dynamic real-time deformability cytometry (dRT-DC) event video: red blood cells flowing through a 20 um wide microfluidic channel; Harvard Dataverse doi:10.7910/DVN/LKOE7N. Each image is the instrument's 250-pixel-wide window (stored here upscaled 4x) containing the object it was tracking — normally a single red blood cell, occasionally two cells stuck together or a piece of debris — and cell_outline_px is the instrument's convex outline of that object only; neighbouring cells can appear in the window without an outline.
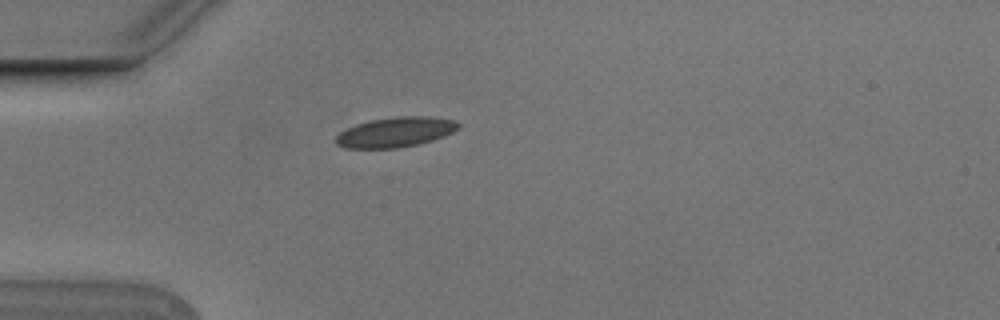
{"species": "Egyptian fruit bat (a non-hibernating species)", "species_latin": "Rousettus aegyptiacus", "temperature_condition": "cold", "stored_images_in_passage": 1, "camera_frame_rate_fps": 3000, "um_per_image_px": 0.085, "animal": {"sex": "male"}, "frame": {"image": 1, "passage_image": 1, "time_ms": 0.0, "image_size_px": [1000, 320], "cell_outline_px": [[460, 128], [444, 136], [432, 140], [400, 148], [344, 148], [336, 144], [336, 136], [340, 132], [356, 124], [372, 120], [396, 116], [428, 116], [452, 120], [460, 124]], "centroid_in_image_um": [33.61, 11.23], "position_along_channel_um": 51.4, "area_um2": 21.27}}